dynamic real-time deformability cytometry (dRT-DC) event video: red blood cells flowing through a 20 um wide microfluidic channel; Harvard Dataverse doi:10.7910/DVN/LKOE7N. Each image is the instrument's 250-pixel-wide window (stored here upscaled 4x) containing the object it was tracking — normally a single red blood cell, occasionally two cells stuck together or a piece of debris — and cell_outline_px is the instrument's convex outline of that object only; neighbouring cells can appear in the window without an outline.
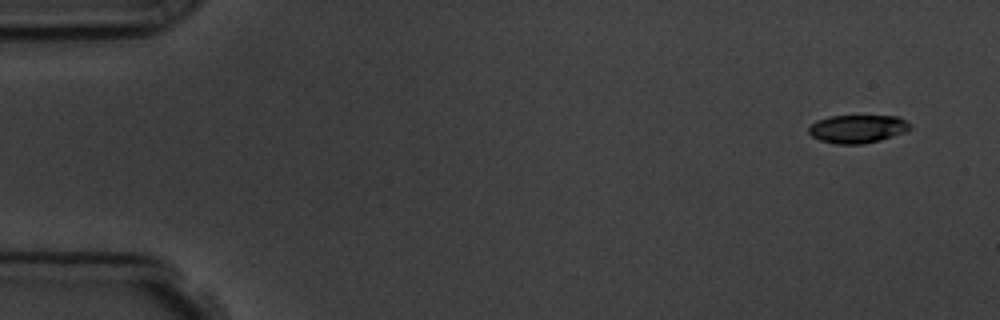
{"species": "common noctule bat (a hibernating species)", "species_latin": "Nyctalus noctula", "temperature_condition": "room temperature", "stored_images_in_passage": 4, "camera_frame_rate_fps": 3000, "um_per_image_px": 0.085, "animal": {"sex": "male", "body_mass_g": 19.5, "forearm_length_mm": 54.6}, "frame": {"image": 1, "passage_image": 1, "time_ms": 0.0, "image_size_px": [1000, 320], "cell_outline_px": [[912, 128], [904, 132], [880, 140], [860, 144], [836, 144], [820, 140], [812, 136], [808, 132], [808, 128], [816, 120], [828, 116], [896, 116], [912, 124]], "centroid_in_image_um": [72.87, 10.95], "position_along_channel_um": 12.1, "area_um2": 16.59}}
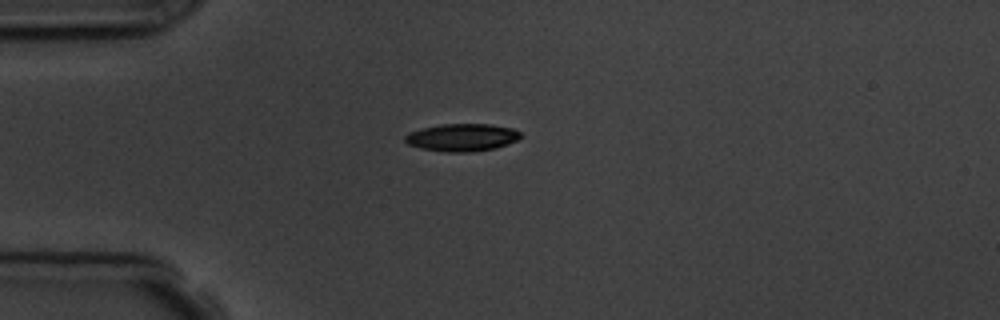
{"frame": {"image": 2, "passage_image": 4, "time_ms": 3.667, "image_size_px": [1000, 320], "cell_outline_px": [[520, 136], [516, 140], [496, 148], [472, 152], [448, 152], [420, 148], [408, 144], [404, 140], [404, 136], [408, 132], [440, 124], [488, 124], [512, 128], [520, 132]], "centroid_in_image_um": [39.24, 11.68], "position_along_channel_um": 45.8, "area_um2": 18.44}}